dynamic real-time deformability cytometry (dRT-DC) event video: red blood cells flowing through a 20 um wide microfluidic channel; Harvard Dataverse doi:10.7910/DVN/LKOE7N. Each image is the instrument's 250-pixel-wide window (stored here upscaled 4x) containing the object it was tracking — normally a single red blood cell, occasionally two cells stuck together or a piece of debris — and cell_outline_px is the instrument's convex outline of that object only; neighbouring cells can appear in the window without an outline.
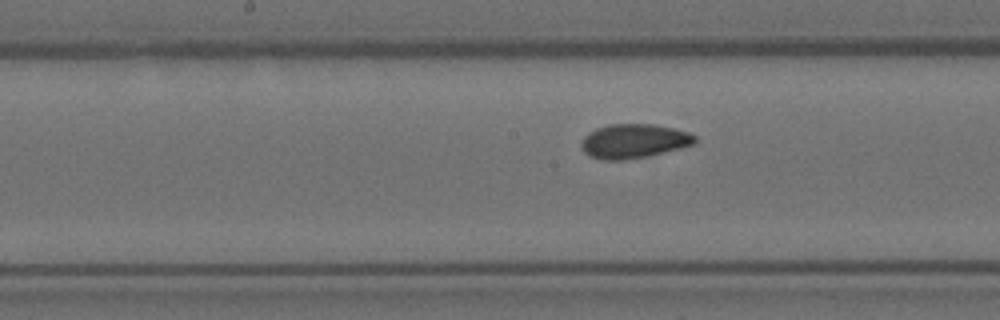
{"species": "Egyptian fruit bat (a non-hibernating species)", "species_latin": "Rousettus aegyptiacus", "temperature_condition": "room temperature", "stored_images_in_passage": 35, "camera_frame_rate_fps": 3000, "um_per_image_px": 0.085, "animal": {"sex": "female"}, "frame": {"image": 1, "passage_image": 20, "time_ms": 6.333, "image_size_px": [1000, 320], "cell_outline_px": [[696, 140], [692, 144], [680, 148], [644, 156], [624, 160], [600, 160], [588, 156], [584, 152], [580, 144], [584, 136], [588, 132], [596, 128], [608, 124], [652, 124], [672, 128], [688, 132], [696, 136]], "centroid_in_image_um": [53.81, 11.99], "position_along_channel_um": 194.4, "area_um2": 22.54}}
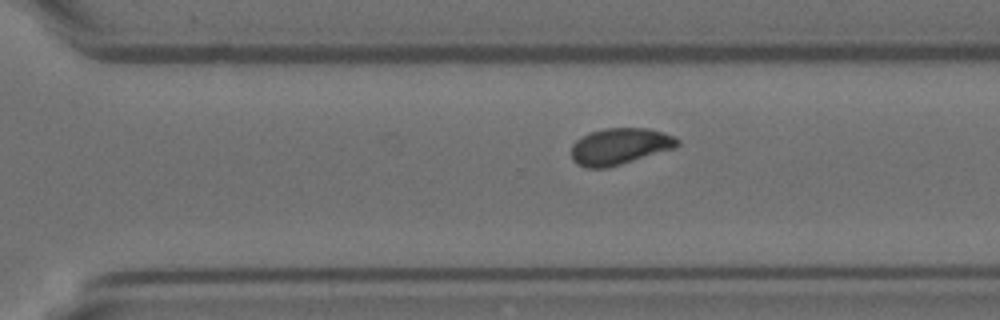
{"frame": {"image": 2, "passage_image": 30, "time_ms": 9.667, "image_size_px": [1000, 320], "cell_outline_px": [[680, 144], [676, 148], [608, 168], [584, 168], [576, 164], [572, 160], [572, 144], [576, 140], [588, 132], [604, 128], [648, 128], [672, 136], [680, 140]], "centroid_in_image_um": [52.66, 12.45], "position_along_channel_um": 317.9, "area_um2": 22.77}}